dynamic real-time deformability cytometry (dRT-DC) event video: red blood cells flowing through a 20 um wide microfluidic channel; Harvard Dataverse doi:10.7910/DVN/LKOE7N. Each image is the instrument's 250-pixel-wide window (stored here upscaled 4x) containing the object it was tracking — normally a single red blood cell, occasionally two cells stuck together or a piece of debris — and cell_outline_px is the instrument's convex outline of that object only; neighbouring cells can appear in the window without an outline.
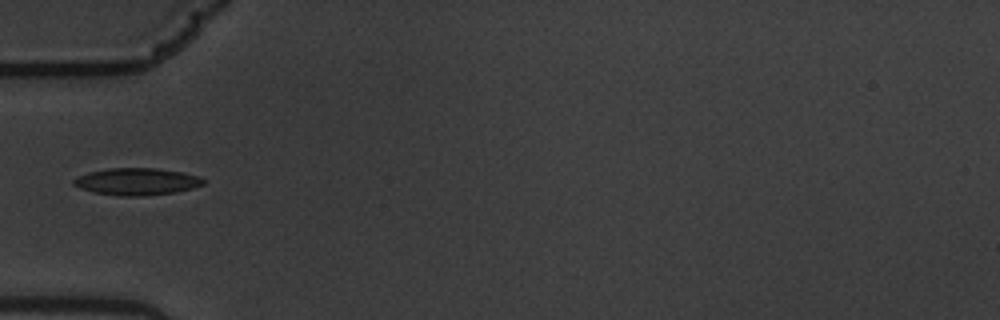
{"species": "common noctule bat (a hibernating species)", "species_latin": "Nyctalus noctula", "temperature_condition": "warm", "stored_images_in_passage": 9, "camera_frame_rate_fps": 3000, "um_per_image_px": 0.085, "animal": {"sex": "male", "body_mass_g": 19.5, "forearm_length_mm": 54.6}, "frame": {"image": 1, "passage_image": 1, "time_ms": 0.0, "image_size_px": [1000, 320], "cell_outline_px": [[204, 184], [192, 188], [176, 192], [144, 196], [120, 196], [92, 192], [80, 188], [72, 184], [72, 180], [88, 172], [108, 168], [156, 168], [184, 172], [196, 176], [204, 180]], "centroid_in_image_um": [11.6, 15.43], "position_along_channel_um": 73.4, "area_um2": 20.46}}
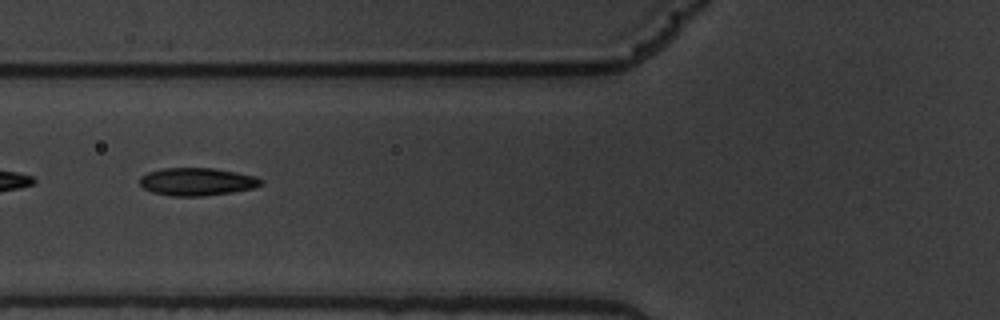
{"frame": {"image": 2, "passage_image": 4, "time_ms": 1.0, "image_size_px": [1000, 320], "cell_outline_px": [[264, 184], [252, 188], [232, 192], [200, 196], [172, 196], [152, 192], [144, 188], [140, 184], [140, 176], [148, 172], [160, 168], [216, 168], [256, 176], [264, 180]], "centroid_in_image_um": [16.75, 15.43], "position_along_channel_um": 109.0, "area_um2": 19.71}}
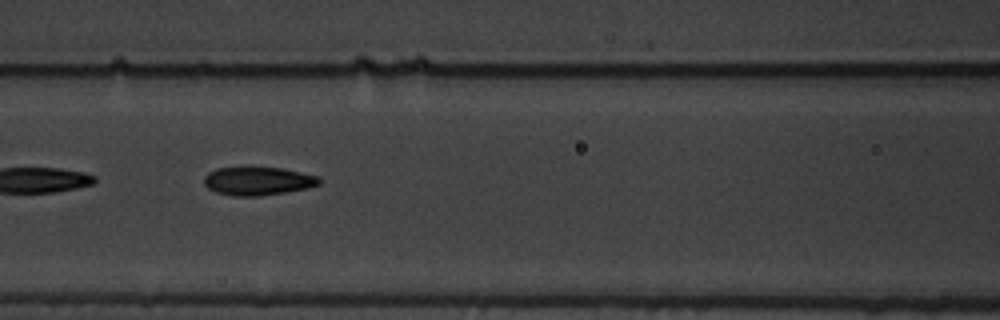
{"frame": {"image": 3, "passage_image": 7, "time_ms": 2.0, "image_size_px": [1000, 320], "cell_outline_px": [[320, 184], [308, 188], [260, 196], [232, 196], [216, 192], [208, 188], [204, 184], [204, 176], [208, 172], [216, 168], [244, 164], [248, 164], [280, 168], [320, 176]], "centroid_in_image_um": [21.87, 15.34], "position_along_channel_um": 144.7, "area_um2": 19.88}}